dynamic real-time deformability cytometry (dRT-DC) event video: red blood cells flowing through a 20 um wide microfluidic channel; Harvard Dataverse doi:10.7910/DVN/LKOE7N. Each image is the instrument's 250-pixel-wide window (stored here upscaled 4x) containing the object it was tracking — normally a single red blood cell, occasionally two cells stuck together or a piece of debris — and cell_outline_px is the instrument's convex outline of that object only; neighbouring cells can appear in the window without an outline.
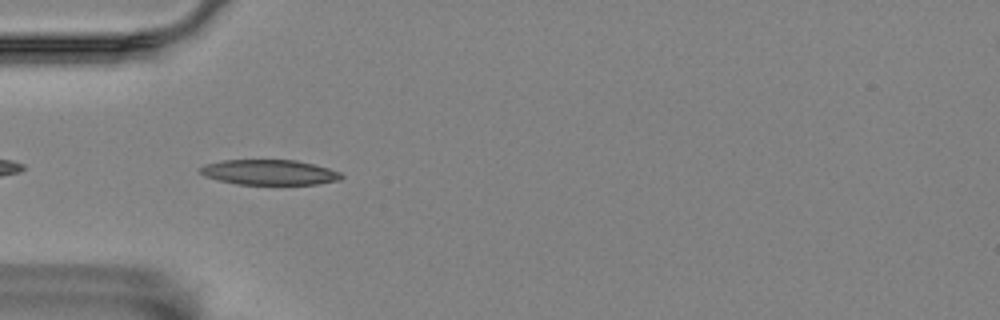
{"species": "Egyptian fruit bat (a non-hibernating species)", "species_latin": "Rousettus aegyptiacus", "temperature_condition": "room temperature", "stored_images_in_passage": 37, "camera_frame_rate_fps": 3000, "um_per_image_px": 0.085, "animal": {"sex": "female"}, "frame": {"image": 1, "passage_image": 3, "time_ms": 0.667, "image_size_px": [1000, 320], "cell_outline_px": [[344, 176], [340, 180], [316, 184], [236, 184], [204, 176], [200, 172], [200, 168], [204, 164], [224, 160], [296, 160], [328, 168], [340, 172]], "centroid_in_image_um": [22.9, 14.64], "position_along_channel_um": 62.1, "area_um2": 20.58}}
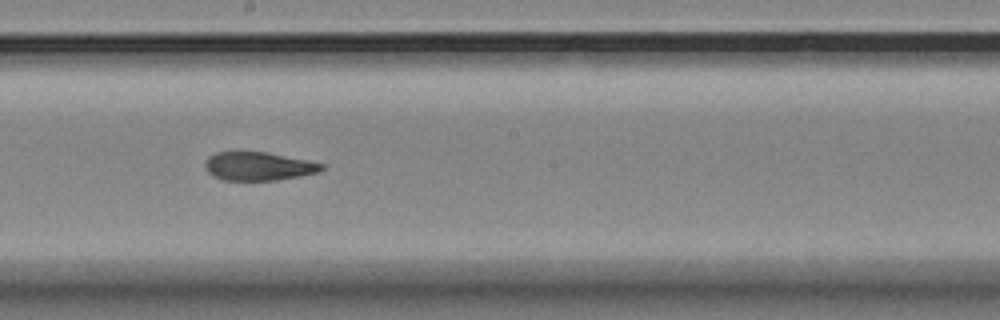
{"frame": {"image": 2, "passage_image": 17, "time_ms": 5.333, "image_size_px": [1000, 320], "cell_outline_px": [[324, 168], [316, 172], [276, 180], [224, 180], [208, 172], [204, 168], [204, 164], [208, 156], [216, 152], [264, 152], [324, 164]], "centroid_in_image_um": [21.89, 14.13], "position_along_channel_um": 226.3, "area_um2": 18.84}}
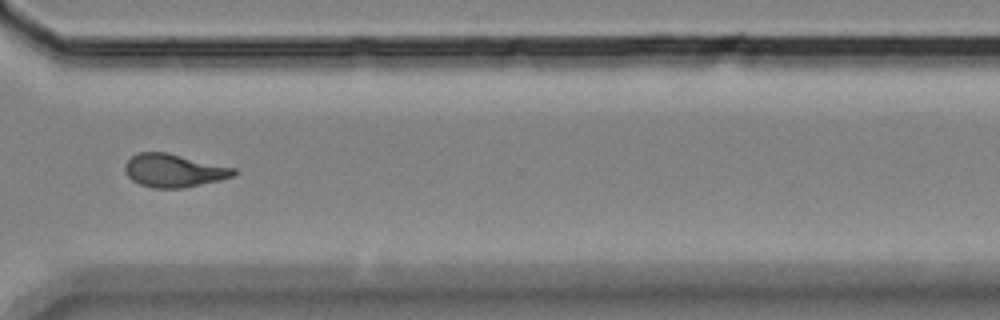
{"frame": {"image": 3, "passage_image": 28, "time_ms": 9.0, "image_size_px": [1000, 320], "cell_outline_px": [[236, 176], [220, 180], [184, 188], [152, 188], [140, 184], [132, 180], [124, 172], [124, 164], [132, 156], [140, 152], [168, 152], [236, 168]], "centroid_in_image_um": [14.78, 14.49], "position_along_channel_um": 355.8, "area_um2": 21.21}, "authors_computed_cell_mechanics": {"area_um2": 20.1722, "velocity_mm_per_s": 3.5359, "shape_relaxation_time_tau1_ms": null, "shape_relaxation_time_tau2_ms": 2.3111, "deformation_change_tau1": null, "deformation_change_tau2": 0.0969}}